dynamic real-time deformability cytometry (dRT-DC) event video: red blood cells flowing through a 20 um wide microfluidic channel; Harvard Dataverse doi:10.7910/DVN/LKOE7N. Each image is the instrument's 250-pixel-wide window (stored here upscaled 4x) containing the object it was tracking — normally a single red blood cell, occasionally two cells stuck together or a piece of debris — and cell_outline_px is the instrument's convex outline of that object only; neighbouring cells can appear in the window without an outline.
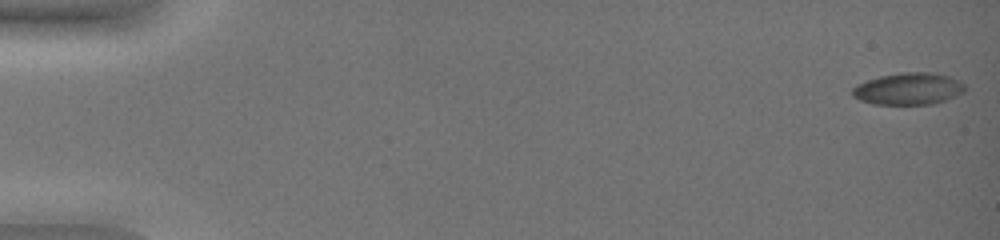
{"species": "common noctule bat (a hibernating species)", "species_latin": "Nyctalus noctula", "temperature_condition": "warm", "stored_images_in_passage": 53, "camera_frame_rate_fps": 3000, "um_per_image_px": 0.085, "animal": {"sex": "female", "body_mass_g": 19.0, "forearm_length_mm": 51.5}, "frame": {"image": 1, "passage_image": 1, "time_ms": 0.0, "image_size_px": [1000, 240], "cell_outline_px": [[964, 92], [956, 96], [932, 104], [872, 104], [860, 100], [852, 96], [852, 88], [856, 84], [880, 76], [900, 72], [928, 72], [948, 76], [964, 84]], "centroid_in_image_um": [77.18, 7.55], "position_along_channel_um": 7.8, "area_um2": 20.81}}
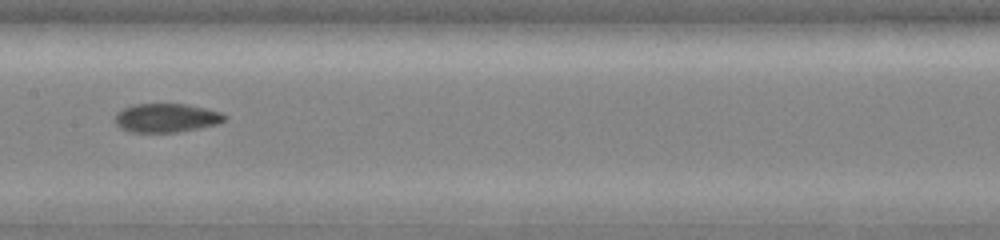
{"frame": {"image": 2, "passage_image": 30, "time_ms": 9.667, "image_size_px": [1000, 240], "cell_outline_px": [[228, 116], [220, 124], [200, 128], [176, 132], [132, 132], [120, 128], [112, 120], [116, 112], [132, 104], [188, 104], [220, 112]], "centroid_in_image_um": [14.11, 10.02], "position_along_channel_um": 193.3, "area_um2": 18.61}}
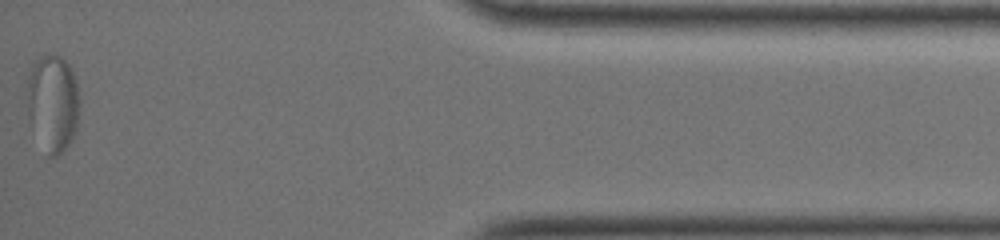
{"frame": {"image": 3, "passage_image": 53, "time_ms": 17.333, "image_size_px": [1000, 240], "cell_outline_px": [[80, 104], [76, 128], [72, 140], [56, 156], [48, 156], [28, 120], [28, 76], [32, 64], [40, 56], [48, 52], [60, 56], [68, 64], [72, 72], [76, 84], [80, 100]], "centroid_in_image_um": [4.49, 8.72], "position_along_channel_um": 430.7, "area_um2": 29.65}}